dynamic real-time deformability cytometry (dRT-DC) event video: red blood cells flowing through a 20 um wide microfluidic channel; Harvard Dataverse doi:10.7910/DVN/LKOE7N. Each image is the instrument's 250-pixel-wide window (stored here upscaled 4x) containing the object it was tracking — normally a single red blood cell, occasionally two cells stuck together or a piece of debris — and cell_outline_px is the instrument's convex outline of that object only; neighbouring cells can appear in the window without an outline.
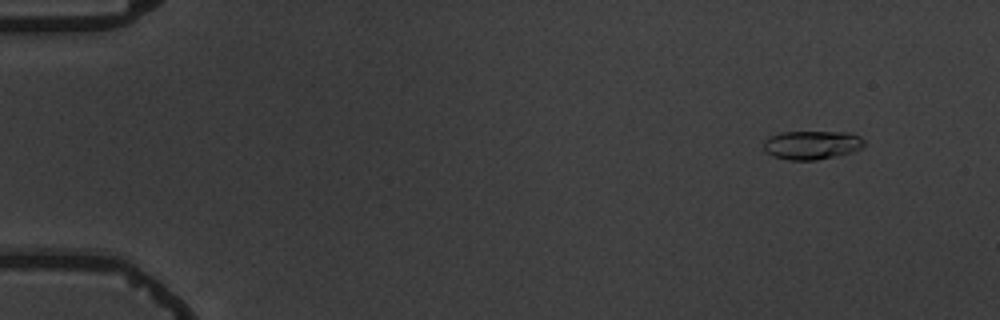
{"species": "common noctule bat (a hibernating species)", "species_latin": "Nyctalus noctula", "temperature_condition": "warm", "stored_images_in_passage": 9, "camera_frame_rate_fps": 3000, "um_per_image_px": 0.085, "animal": {"sex": "male", "body_mass_g": 19.5, "forearm_length_mm": 54.6}, "frame": {"image": 1, "passage_image": 1, "time_ms": 0.0, "image_size_px": [1000, 320], "cell_outline_px": [[864, 144], [860, 148], [852, 152], [836, 156], [816, 160], [788, 160], [772, 156], [764, 152], [764, 140], [768, 136], [780, 132], [852, 132], [860, 136], [864, 140]], "centroid_in_image_um": [68.98, 12.32], "position_along_channel_um": 16.0, "area_um2": 17.05}}
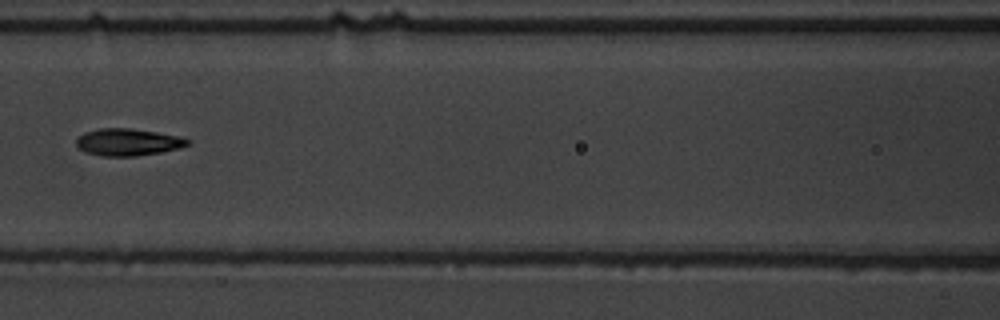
{"frame": {"image": 2, "passage_image": 7, "time_ms": 7.0, "image_size_px": [1000, 320], "cell_outline_px": [[192, 140], [188, 144], [180, 148], [160, 152], [136, 156], [100, 156], [84, 152], [76, 148], [76, 140], [84, 132], [100, 128], [132, 128], [180, 136]], "centroid_in_image_um": [10.85, 12.08], "position_along_channel_um": 155.7, "area_um2": 17.74}}
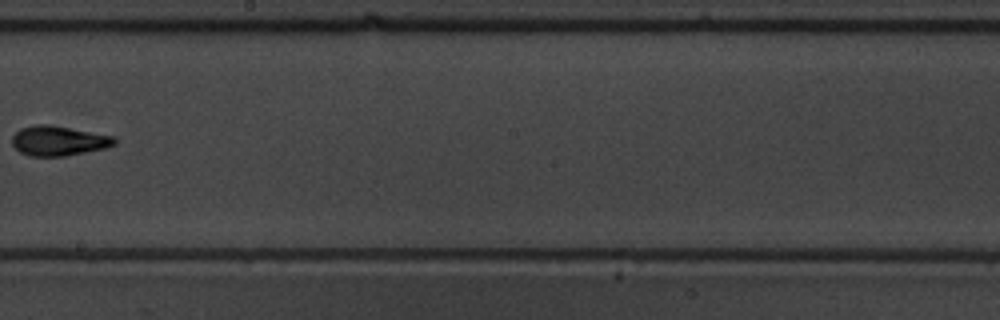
{"frame": {"image": 3, "passage_image": 9, "time_ms": 9.333, "image_size_px": [1000, 320], "cell_outline_px": [[116, 144], [104, 148], [64, 156], [32, 156], [20, 152], [12, 144], [12, 136], [20, 128], [36, 124], [48, 124], [112, 136], [116, 140]], "centroid_in_image_um": [4.93, 11.96], "position_along_channel_um": 243.3, "area_um2": 17.51}}